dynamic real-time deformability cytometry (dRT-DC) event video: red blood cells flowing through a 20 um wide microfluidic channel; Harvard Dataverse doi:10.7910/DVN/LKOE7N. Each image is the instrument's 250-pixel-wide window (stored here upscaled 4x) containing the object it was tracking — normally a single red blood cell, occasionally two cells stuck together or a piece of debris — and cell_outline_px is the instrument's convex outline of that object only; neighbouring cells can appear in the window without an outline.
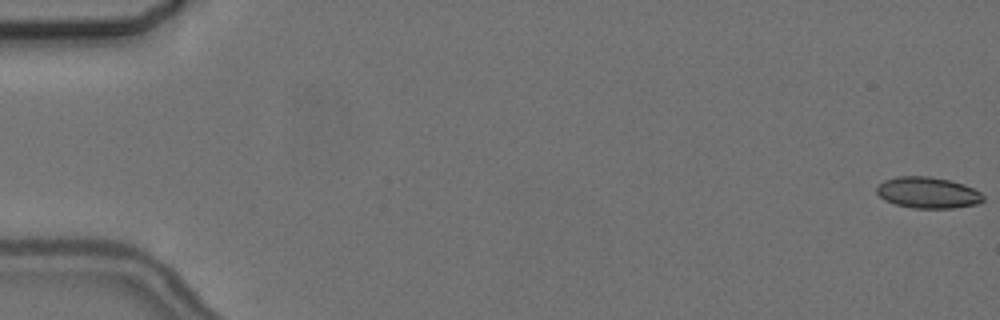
{"species": "common noctule bat (a hibernating species)", "species_latin": "Nyctalus noctula", "temperature_condition": "cold", "stored_images_in_passage": 5, "camera_frame_rate_fps": 3000, "um_per_image_px": 0.085, "animal": {"sex": "female", "body_mass_g": 24.6, "forearm_length_mm": 56.2}, "frame": {"image": 1, "passage_image": 1, "time_ms": 0.0, "image_size_px": [1000, 320], "cell_outline_px": [[984, 200], [976, 204], [952, 208], [912, 208], [896, 204], [884, 200], [876, 192], [876, 188], [884, 180], [896, 176], [928, 176], [948, 180], [964, 184], [980, 192], [984, 196]], "centroid_in_image_um": [78.85, 16.37], "position_along_channel_um": 6.2, "area_um2": 19.31}}
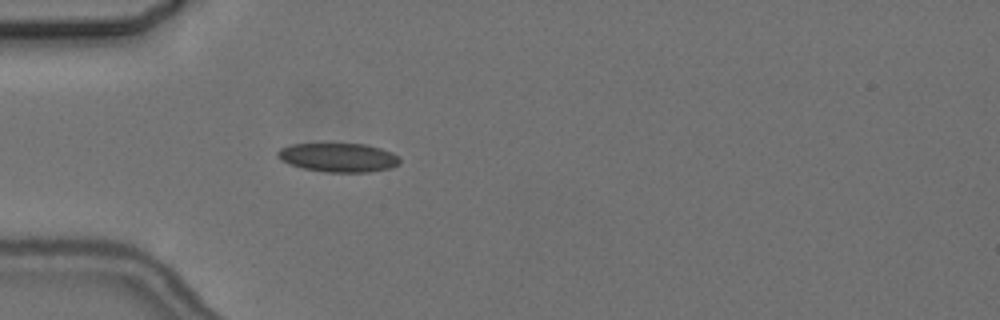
{"frame": {"image": 2, "passage_image": 5, "time_ms": 5.667, "image_size_px": [1000, 320], "cell_outline_px": [[400, 164], [392, 168], [368, 172], [324, 172], [304, 168], [280, 160], [276, 156], [276, 152], [280, 148], [292, 144], [364, 144], [380, 148], [392, 152], [400, 160]], "centroid_in_image_um": [28.76, 13.39], "position_along_channel_um": 56.2, "area_um2": 20.52}}